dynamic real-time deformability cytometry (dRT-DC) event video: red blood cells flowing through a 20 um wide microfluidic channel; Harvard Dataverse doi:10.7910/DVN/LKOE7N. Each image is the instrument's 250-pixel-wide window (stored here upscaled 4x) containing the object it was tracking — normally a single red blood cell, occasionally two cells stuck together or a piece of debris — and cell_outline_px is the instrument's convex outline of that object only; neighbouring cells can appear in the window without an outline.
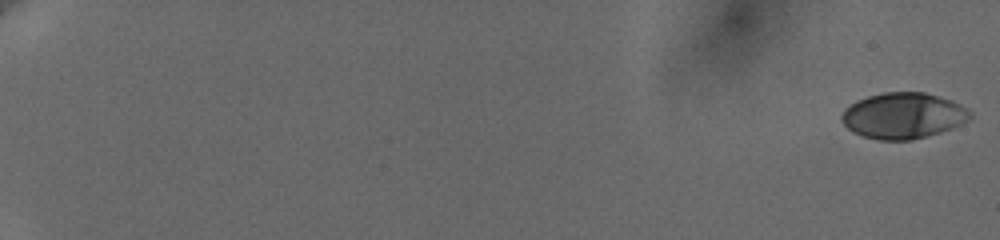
{"species": "human", "species_latin": "Homo sapiens", "temperature_condition": "cold", "stored_images_in_passage": 60, "camera_frame_rate_fps": 3000, "um_per_image_px": 0.085, "donor": {"sex": "female"}, "frame": {"image": 1, "passage_image": 1, "time_ms": 0.0, "image_size_px": [1000, 240], "cell_outline_px": [[972, 116], [968, 120], [952, 128], [940, 132], [912, 140], [880, 140], [864, 136], [852, 132], [840, 120], [840, 116], [844, 108], [856, 100], [868, 96], [884, 92], [924, 92], [952, 100], [968, 108], [972, 112]], "centroid_in_image_um": [76.76, 9.82], "position_along_channel_um": 8.2, "area_um2": 34.56}}
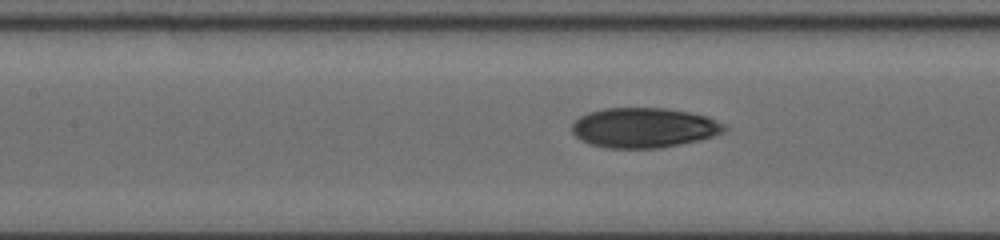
{"frame": {"image": 2, "passage_image": 32, "time_ms": 10.333, "image_size_px": [1000, 240], "cell_outline_px": [[728, 128], [724, 132], [700, 140], [660, 148], [604, 148], [588, 144], [580, 140], [572, 132], [572, 124], [580, 116], [588, 112], [604, 108], [668, 108], [708, 116], [724, 124]], "centroid_in_image_um": [54.72, 10.86], "position_along_channel_um": 152.7, "area_um2": 35.72}}
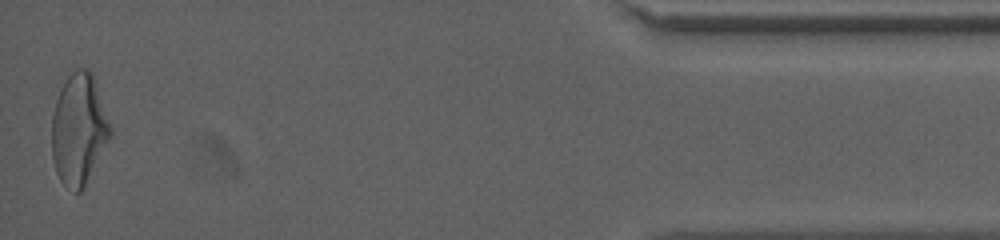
{"frame": {"image": 3, "passage_image": 60, "time_ms": 19.667, "image_size_px": [1000, 240], "cell_outline_px": [[112, 136], [80, 192], [76, 192], [64, 184], [60, 180], [56, 172], [52, 156], [52, 116], [56, 100], [60, 88], [68, 76], [72, 72], [80, 68], [88, 68], [92, 72], [112, 128]], "centroid_in_image_um": [6.7, 10.97], "position_along_channel_um": 428.5, "area_um2": 37.69}, "authors_computed_cell_mechanics": {"area_um2": 34.6511, "velocity_mm_per_s": 3.6452, "shape_relaxation_time_tau1_ms": 6.11, "shape_relaxation_time_tau2_ms": 1.6967, "deformation_change_tau1": 0.1849, "deformation_change_tau2": 0.0736}}